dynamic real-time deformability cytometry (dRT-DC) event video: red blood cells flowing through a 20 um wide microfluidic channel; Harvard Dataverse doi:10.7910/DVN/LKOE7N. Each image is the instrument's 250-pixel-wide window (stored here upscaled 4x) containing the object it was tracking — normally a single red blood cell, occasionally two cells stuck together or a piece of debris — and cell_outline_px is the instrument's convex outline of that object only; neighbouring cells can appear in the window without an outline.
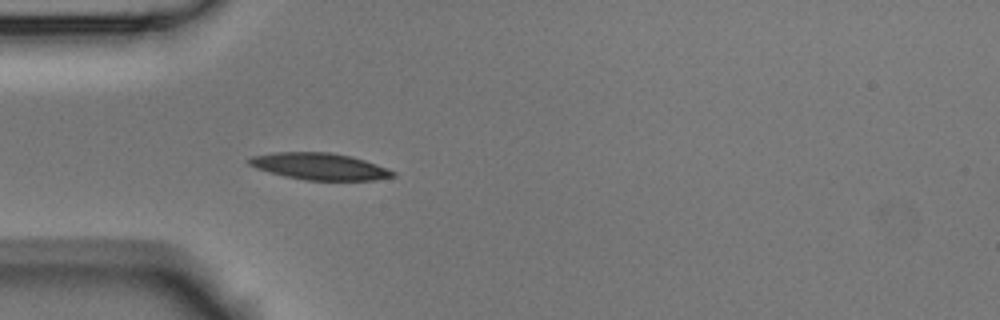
{"species": "Egyptian fruit bat (a non-hibernating species)", "species_latin": "Rousettus aegyptiacus", "temperature_condition": "room temperature", "stored_images_in_passage": 5, "camera_frame_rate_fps": 3000, "um_per_image_px": 0.085, "animal": {"sex": "male"}, "frame": {"image": 1, "passage_image": 5, "time_ms": 1.333, "image_size_px": [1000, 320], "cell_outline_px": [[396, 176], [376, 180], [304, 180], [284, 176], [256, 168], [248, 164], [248, 160], [252, 156], [272, 152], [332, 152], [352, 156], [388, 168], [396, 172]], "centroid_in_image_um": [27.19, 14.14], "position_along_channel_um": 57.8, "area_um2": 22.54}}